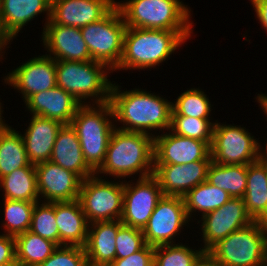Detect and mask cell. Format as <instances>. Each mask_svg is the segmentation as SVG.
<instances>
[{
  "label": "cell",
  "mask_w": 267,
  "mask_h": 266,
  "mask_svg": "<svg viewBox=\"0 0 267 266\" xmlns=\"http://www.w3.org/2000/svg\"><path fill=\"white\" fill-rule=\"evenodd\" d=\"M115 6V0H51V16L45 24L82 28L100 21Z\"/></svg>",
  "instance_id": "cell-17"
},
{
  "label": "cell",
  "mask_w": 267,
  "mask_h": 266,
  "mask_svg": "<svg viewBox=\"0 0 267 266\" xmlns=\"http://www.w3.org/2000/svg\"><path fill=\"white\" fill-rule=\"evenodd\" d=\"M188 222L183 197L163 195L142 230L145 243L153 247L175 244L174 237Z\"/></svg>",
  "instance_id": "cell-11"
},
{
  "label": "cell",
  "mask_w": 267,
  "mask_h": 266,
  "mask_svg": "<svg viewBox=\"0 0 267 266\" xmlns=\"http://www.w3.org/2000/svg\"><path fill=\"white\" fill-rule=\"evenodd\" d=\"M206 181L228 192L232 198L243 199L247 186V165H222L212 161Z\"/></svg>",
  "instance_id": "cell-28"
},
{
  "label": "cell",
  "mask_w": 267,
  "mask_h": 266,
  "mask_svg": "<svg viewBox=\"0 0 267 266\" xmlns=\"http://www.w3.org/2000/svg\"><path fill=\"white\" fill-rule=\"evenodd\" d=\"M146 245L143 231L122 225L116 237V259H122L138 252Z\"/></svg>",
  "instance_id": "cell-37"
},
{
  "label": "cell",
  "mask_w": 267,
  "mask_h": 266,
  "mask_svg": "<svg viewBox=\"0 0 267 266\" xmlns=\"http://www.w3.org/2000/svg\"><path fill=\"white\" fill-rule=\"evenodd\" d=\"M108 266H154V247L146 244L138 252L122 259H115Z\"/></svg>",
  "instance_id": "cell-39"
},
{
  "label": "cell",
  "mask_w": 267,
  "mask_h": 266,
  "mask_svg": "<svg viewBox=\"0 0 267 266\" xmlns=\"http://www.w3.org/2000/svg\"><path fill=\"white\" fill-rule=\"evenodd\" d=\"M50 161L76 173L82 180L95 174L84 159L77 133L71 124H63L59 129Z\"/></svg>",
  "instance_id": "cell-22"
},
{
  "label": "cell",
  "mask_w": 267,
  "mask_h": 266,
  "mask_svg": "<svg viewBox=\"0 0 267 266\" xmlns=\"http://www.w3.org/2000/svg\"><path fill=\"white\" fill-rule=\"evenodd\" d=\"M120 86L112 83L110 103L115 122L123 126L116 127L124 131L150 133L153 130H169L171 127L172 102L144 91L134 89L121 91Z\"/></svg>",
  "instance_id": "cell-1"
},
{
  "label": "cell",
  "mask_w": 267,
  "mask_h": 266,
  "mask_svg": "<svg viewBox=\"0 0 267 266\" xmlns=\"http://www.w3.org/2000/svg\"><path fill=\"white\" fill-rule=\"evenodd\" d=\"M212 162L209 154L204 160L187 164H154L153 176L164 196L183 197L189 190L207 180Z\"/></svg>",
  "instance_id": "cell-15"
},
{
  "label": "cell",
  "mask_w": 267,
  "mask_h": 266,
  "mask_svg": "<svg viewBox=\"0 0 267 266\" xmlns=\"http://www.w3.org/2000/svg\"><path fill=\"white\" fill-rule=\"evenodd\" d=\"M36 202L29 231L59 246V230L55 218V202Z\"/></svg>",
  "instance_id": "cell-34"
},
{
  "label": "cell",
  "mask_w": 267,
  "mask_h": 266,
  "mask_svg": "<svg viewBox=\"0 0 267 266\" xmlns=\"http://www.w3.org/2000/svg\"><path fill=\"white\" fill-rule=\"evenodd\" d=\"M62 125L57 120L32 115L26 132L21 134L31 164L50 161L56 136Z\"/></svg>",
  "instance_id": "cell-21"
},
{
  "label": "cell",
  "mask_w": 267,
  "mask_h": 266,
  "mask_svg": "<svg viewBox=\"0 0 267 266\" xmlns=\"http://www.w3.org/2000/svg\"><path fill=\"white\" fill-rule=\"evenodd\" d=\"M11 40L13 41V38L5 29L1 15H0V59L2 58L1 56H3L2 53L5 49V47L8 44H10V42H12Z\"/></svg>",
  "instance_id": "cell-43"
},
{
  "label": "cell",
  "mask_w": 267,
  "mask_h": 266,
  "mask_svg": "<svg viewBox=\"0 0 267 266\" xmlns=\"http://www.w3.org/2000/svg\"><path fill=\"white\" fill-rule=\"evenodd\" d=\"M4 200L5 235L16 237L26 231H29L32 211L36 202H28L23 200Z\"/></svg>",
  "instance_id": "cell-32"
},
{
  "label": "cell",
  "mask_w": 267,
  "mask_h": 266,
  "mask_svg": "<svg viewBox=\"0 0 267 266\" xmlns=\"http://www.w3.org/2000/svg\"><path fill=\"white\" fill-rule=\"evenodd\" d=\"M215 123L210 119L171 116L170 130L180 136L197 139L211 146Z\"/></svg>",
  "instance_id": "cell-36"
},
{
  "label": "cell",
  "mask_w": 267,
  "mask_h": 266,
  "mask_svg": "<svg viewBox=\"0 0 267 266\" xmlns=\"http://www.w3.org/2000/svg\"><path fill=\"white\" fill-rule=\"evenodd\" d=\"M15 241L16 260L22 266H39L58 247L54 242L30 231L17 235Z\"/></svg>",
  "instance_id": "cell-31"
},
{
  "label": "cell",
  "mask_w": 267,
  "mask_h": 266,
  "mask_svg": "<svg viewBox=\"0 0 267 266\" xmlns=\"http://www.w3.org/2000/svg\"><path fill=\"white\" fill-rule=\"evenodd\" d=\"M39 266H89L84 247L58 246Z\"/></svg>",
  "instance_id": "cell-38"
},
{
  "label": "cell",
  "mask_w": 267,
  "mask_h": 266,
  "mask_svg": "<svg viewBox=\"0 0 267 266\" xmlns=\"http://www.w3.org/2000/svg\"><path fill=\"white\" fill-rule=\"evenodd\" d=\"M264 266H267V242H266L265 265Z\"/></svg>",
  "instance_id": "cell-48"
},
{
  "label": "cell",
  "mask_w": 267,
  "mask_h": 266,
  "mask_svg": "<svg viewBox=\"0 0 267 266\" xmlns=\"http://www.w3.org/2000/svg\"><path fill=\"white\" fill-rule=\"evenodd\" d=\"M194 266H222L208 250H204L197 258Z\"/></svg>",
  "instance_id": "cell-42"
},
{
  "label": "cell",
  "mask_w": 267,
  "mask_h": 266,
  "mask_svg": "<svg viewBox=\"0 0 267 266\" xmlns=\"http://www.w3.org/2000/svg\"><path fill=\"white\" fill-rule=\"evenodd\" d=\"M243 200L253 221L267 223V165L259 160L247 165V186Z\"/></svg>",
  "instance_id": "cell-26"
},
{
  "label": "cell",
  "mask_w": 267,
  "mask_h": 266,
  "mask_svg": "<svg viewBox=\"0 0 267 266\" xmlns=\"http://www.w3.org/2000/svg\"><path fill=\"white\" fill-rule=\"evenodd\" d=\"M0 266H22L17 260L8 262L6 264H0Z\"/></svg>",
  "instance_id": "cell-47"
},
{
  "label": "cell",
  "mask_w": 267,
  "mask_h": 266,
  "mask_svg": "<svg viewBox=\"0 0 267 266\" xmlns=\"http://www.w3.org/2000/svg\"><path fill=\"white\" fill-rule=\"evenodd\" d=\"M258 101V103L260 104L259 106L262 107L263 112L266 114L267 116V95L266 94H258L257 97H255Z\"/></svg>",
  "instance_id": "cell-44"
},
{
  "label": "cell",
  "mask_w": 267,
  "mask_h": 266,
  "mask_svg": "<svg viewBox=\"0 0 267 266\" xmlns=\"http://www.w3.org/2000/svg\"><path fill=\"white\" fill-rule=\"evenodd\" d=\"M35 170L39 197L44 198V202L78 200L83 180L76 173L51 161L35 165Z\"/></svg>",
  "instance_id": "cell-16"
},
{
  "label": "cell",
  "mask_w": 267,
  "mask_h": 266,
  "mask_svg": "<svg viewBox=\"0 0 267 266\" xmlns=\"http://www.w3.org/2000/svg\"><path fill=\"white\" fill-rule=\"evenodd\" d=\"M3 188V199L39 202V192L35 165L16 169L0 179Z\"/></svg>",
  "instance_id": "cell-27"
},
{
  "label": "cell",
  "mask_w": 267,
  "mask_h": 266,
  "mask_svg": "<svg viewBox=\"0 0 267 266\" xmlns=\"http://www.w3.org/2000/svg\"><path fill=\"white\" fill-rule=\"evenodd\" d=\"M55 63L57 86L70 93L81 105L88 104L84 101L88 98H92L95 105L110 101V90L114 81L107 79V73L112 71L105 64L93 60H55Z\"/></svg>",
  "instance_id": "cell-6"
},
{
  "label": "cell",
  "mask_w": 267,
  "mask_h": 266,
  "mask_svg": "<svg viewBox=\"0 0 267 266\" xmlns=\"http://www.w3.org/2000/svg\"><path fill=\"white\" fill-rule=\"evenodd\" d=\"M30 164L21 134L7 125L0 133V179Z\"/></svg>",
  "instance_id": "cell-29"
},
{
  "label": "cell",
  "mask_w": 267,
  "mask_h": 266,
  "mask_svg": "<svg viewBox=\"0 0 267 266\" xmlns=\"http://www.w3.org/2000/svg\"><path fill=\"white\" fill-rule=\"evenodd\" d=\"M266 149L264 148V150L262 149L263 147H261L260 143H259V152H258V160L264 164V165H267V142H266V145H265ZM261 149V150H260ZM263 151V152H262Z\"/></svg>",
  "instance_id": "cell-45"
},
{
  "label": "cell",
  "mask_w": 267,
  "mask_h": 266,
  "mask_svg": "<svg viewBox=\"0 0 267 266\" xmlns=\"http://www.w3.org/2000/svg\"><path fill=\"white\" fill-rule=\"evenodd\" d=\"M116 6L127 27L193 31L191 9L180 0H126L116 1Z\"/></svg>",
  "instance_id": "cell-5"
},
{
  "label": "cell",
  "mask_w": 267,
  "mask_h": 266,
  "mask_svg": "<svg viewBox=\"0 0 267 266\" xmlns=\"http://www.w3.org/2000/svg\"><path fill=\"white\" fill-rule=\"evenodd\" d=\"M262 28L267 30V0H250ZM267 32V31H266Z\"/></svg>",
  "instance_id": "cell-41"
},
{
  "label": "cell",
  "mask_w": 267,
  "mask_h": 266,
  "mask_svg": "<svg viewBox=\"0 0 267 266\" xmlns=\"http://www.w3.org/2000/svg\"><path fill=\"white\" fill-rule=\"evenodd\" d=\"M168 131L154 135V164H187L204 160L210 154L206 142Z\"/></svg>",
  "instance_id": "cell-18"
},
{
  "label": "cell",
  "mask_w": 267,
  "mask_h": 266,
  "mask_svg": "<svg viewBox=\"0 0 267 266\" xmlns=\"http://www.w3.org/2000/svg\"><path fill=\"white\" fill-rule=\"evenodd\" d=\"M16 260L15 237L5 234L0 235V264Z\"/></svg>",
  "instance_id": "cell-40"
},
{
  "label": "cell",
  "mask_w": 267,
  "mask_h": 266,
  "mask_svg": "<svg viewBox=\"0 0 267 266\" xmlns=\"http://www.w3.org/2000/svg\"><path fill=\"white\" fill-rule=\"evenodd\" d=\"M162 197L159 182L153 175L138 178L132 184L125 181L121 223L143 230Z\"/></svg>",
  "instance_id": "cell-12"
},
{
  "label": "cell",
  "mask_w": 267,
  "mask_h": 266,
  "mask_svg": "<svg viewBox=\"0 0 267 266\" xmlns=\"http://www.w3.org/2000/svg\"><path fill=\"white\" fill-rule=\"evenodd\" d=\"M41 36L45 49L50 52L47 55L54 60L77 62L92 60L80 28L45 24Z\"/></svg>",
  "instance_id": "cell-19"
},
{
  "label": "cell",
  "mask_w": 267,
  "mask_h": 266,
  "mask_svg": "<svg viewBox=\"0 0 267 266\" xmlns=\"http://www.w3.org/2000/svg\"><path fill=\"white\" fill-rule=\"evenodd\" d=\"M118 182L106 181L96 174L82 181L78 201L89 224L121 219L124 181Z\"/></svg>",
  "instance_id": "cell-9"
},
{
  "label": "cell",
  "mask_w": 267,
  "mask_h": 266,
  "mask_svg": "<svg viewBox=\"0 0 267 266\" xmlns=\"http://www.w3.org/2000/svg\"><path fill=\"white\" fill-rule=\"evenodd\" d=\"M92 105L90 102L80 105L70 124L77 133L86 163L96 171L105 159L116 125L112 122L114 113L110 102Z\"/></svg>",
  "instance_id": "cell-4"
},
{
  "label": "cell",
  "mask_w": 267,
  "mask_h": 266,
  "mask_svg": "<svg viewBox=\"0 0 267 266\" xmlns=\"http://www.w3.org/2000/svg\"><path fill=\"white\" fill-rule=\"evenodd\" d=\"M245 129L216 121L210 146L212 161L222 165H248L257 161L259 142Z\"/></svg>",
  "instance_id": "cell-10"
},
{
  "label": "cell",
  "mask_w": 267,
  "mask_h": 266,
  "mask_svg": "<svg viewBox=\"0 0 267 266\" xmlns=\"http://www.w3.org/2000/svg\"><path fill=\"white\" fill-rule=\"evenodd\" d=\"M126 28L117 6L100 21L80 28L92 60L105 64L113 72L123 55Z\"/></svg>",
  "instance_id": "cell-8"
},
{
  "label": "cell",
  "mask_w": 267,
  "mask_h": 266,
  "mask_svg": "<svg viewBox=\"0 0 267 266\" xmlns=\"http://www.w3.org/2000/svg\"><path fill=\"white\" fill-rule=\"evenodd\" d=\"M46 13V23L51 16V0H2L0 15L5 29L12 38L35 16Z\"/></svg>",
  "instance_id": "cell-25"
},
{
  "label": "cell",
  "mask_w": 267,
  "mask_h": 266,
  "mask_svg": "<svg viewBox=\"0 0 267 266\" xmlns=\"http://www.w3.org/2000/svg\"><path fill=\"white\" fill-rule=\"evenodd\" d=\"M201 221L204 243L202 248L208 250L218 240L252 223L253 219L249 216L242 198H231L220 208L201 216Z\"/></svg>",
  "instance_id": "cell-14"
},
{
  "label": "cell",
  "mask_w": 267,
  "mask_h": 266,
  "mask_svg": "<svg viewBox=\"0 0 267 266\" xmlns=\"http://www.w3.org/2000/svg\"><path fill=\"white\" fill-rule=\"evenodd\" d=\"M231 198L228 192L211 185L207 181L198 184L183 196L187 216L190 219L193 217L191 216L192 213L197 210V212H202L201 215L204 216L220 208Z\"/></svg>",
  "instance_id": "cell-30"
},
{
  "label": "cell",
  "mask_w": 267,
  "mask_h": 266,
  "mask_svg": "<svg viewBox=\"0 0 267 266\" xmlns=\"http://www.w3.org/2000/svg\"><path fill=\"white\" fill-rule=\"evenodd\" d=\"M56 77L55 60L46 53L22 63V65L4 77V83L22 93V98L25 102L35 93L56 87Z\"/></svg>",
  "instance_id": "cell-13"
},
{
  "label": "cell",
  "mask_w": 267,
  "mask_h": 266,
  "mask_svg": "<svg viewBox=\"0 0 267 266\" xmlns=\"http://www.w3.org/2000/svg\"><path fill=\"white\" fill-rule=\"evenodd\" d=\"M122 225L121 220L89 224L84 247L89 266H108L116 259V237Z\"/></svg>",
  "instance_id": "cell-23"
},
{
  "label": "cell",
  "mask_w": 267,
  "mask_h": 266,
  "mask_svg": "<svg viewBox=\"0 0 267 266\" xmlns=\"http://www.w3.org/2000/svg\"><path fill=\"white\" fill-rule=\"evenodd\" d=\"M153 170L154 136L115 128L108 143L105 159L95 174H109L125 181L126 177L138 173L139 178L151 176Z\"/></svg>",
  "instance_id": "cell-2"
},
{
  "label": "cell",
  "mask_w": 267,
  "mask_h": 266,
  "mask_svg": "<svg viewBox=\"0 0 267 266\" xmlns=\"http://www.w3.org/2000/svg\"><path fill=\"white\" fill-rule=\"evenodd\" d=\"M194 250L182 243L154 247V266H194L204 249Z\"/></svg>",
  "instance_id": "cell-35"
},
{
  "label": "cell",
  "mask_w": 267,
  "mask_h": 266,
  "mask_svg": "<svg viewBox=\"0 0 267 266\" xmlns=\"http://www.w3.org/2000/svg\"><path fill=\"white\" fill-rule=\"evenodd\" d=\"M211 103L207 95L199 88H191L181 93L172 103L171 116H188L209 119Z\"/></svg>",
  "instance_id": "cell-33"
},
{
  "label": "cell",
  "mask_w": 267,
  "mask_h": 266,
  "mask_svg": "<svg viewBox=\"0 0 267 266\" xmlns=\"http://www.w3.org/2000/svg\"><path fill=\"white\" fill-rule=\"evenodd\" d=\"M30 115L54 119L70 124L81 105L70 93L56 86L31 95L25 102Z\"/></svg>",
  "instance_id": "cell-20"
},
{
  "label": "cell",
  "mask_w": 267,
  "mask_h": 266,
  "mask_svg": "<svg viewBox=\"0 0 267 266\" xmlns=\"http://www.w3.org/2000/svg\"><path fill=\"white\" fill-rule=\"evenodd\" d=\"M2 103L0 102V133L7 127V123H5L6 120L2 119L4 118L3 116H1L3 113V110H2Z\"/></svg>",
  "instance_id": "cell-46"
},
{
  "label": "cell",
  "mask_w": 267,
  "mask_h": 266,
  "mask_svg": "<svg viewBox=\"0 0 267 266\" xmlns=\"http://www.w3.org/2000/svg\"><path fill=\"white\" fill-rule=\"evenodd\" d=\"M266 242L267 223L253 221L218 240L208 251L222 266H264Z\"/></svg>",
  "instance_id": "cell-7"
},
{
  "label": "cell",
  "mask_w": 267,
  "mask_h": 266,
  "mask_svg": "<svg viewBox=\"0 0 267 266\" xmlns=\"http://www.w3.org/2000/svg\"><path fill=\"white\" fill-rule=\"evenodd\" d=\"M55 218L59 230V246L85 247L89 223L78 200L55 202Z\"/></svg>",
  "instance_id": "cell-24"
},
{
  "label": "cell",
  "mask_w": 267,
  "mask_h": 266,
  "mask_svg": "<svg viewBox=\"0 0 267 266\" xmlns=\"http://www.w3.org/2000/svg\"><path fill=\"white\" fill-rule=\"evenodd\" d=\"M193 31H168L127 27L123 55L114 70L147 69L166 61L179 46L191 38Z\"/></svg>",
  "instance_id": "cell-3"
}]
</instances>
